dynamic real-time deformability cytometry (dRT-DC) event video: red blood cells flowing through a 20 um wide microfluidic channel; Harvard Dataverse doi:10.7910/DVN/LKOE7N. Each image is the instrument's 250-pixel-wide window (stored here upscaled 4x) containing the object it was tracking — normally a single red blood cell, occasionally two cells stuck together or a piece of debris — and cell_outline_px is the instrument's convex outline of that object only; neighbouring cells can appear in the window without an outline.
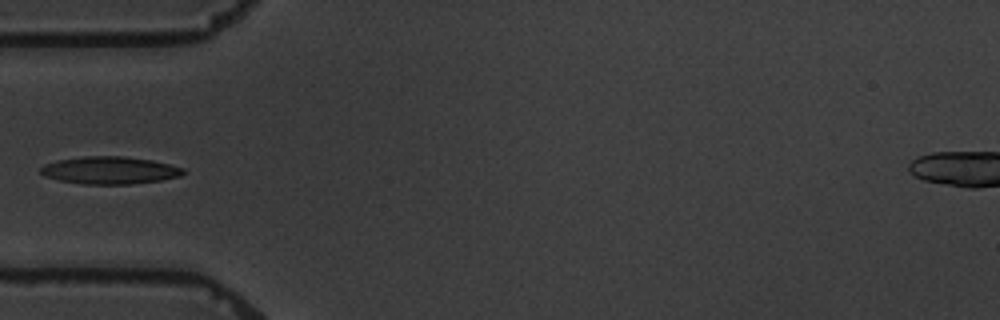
{"species": "common noctule bat (a hibernating species)", "species_latin": "Nyctalus noctula", "temperature_condition": "warm", "stored_images_in_passage": 5, "camera_frame_rate_fps": 3000, "um_per_image_px": 0.085, "animal": {"sex": "male", "body_mass_g": 19.5, "forearm_length_mm": 54.6}, "frame": {"image": 1, "passage_image": 5, "time_ms": 4.667, "image_size_px": [1000, 320], "cell_outline_px": [[184, 172], [180, 176], [160, 180], [132, 184], [84, 184], [60, 180], [44, 176], [40, 172], [40, 168], [44, 164], [56, 160], [84, 156], [124, 156], [152, 160], [184, 168]], "centroid_in_image_um": [9.3, 14.47], "position_along_channel_um": 75.7, "area_um2": 22.77}}